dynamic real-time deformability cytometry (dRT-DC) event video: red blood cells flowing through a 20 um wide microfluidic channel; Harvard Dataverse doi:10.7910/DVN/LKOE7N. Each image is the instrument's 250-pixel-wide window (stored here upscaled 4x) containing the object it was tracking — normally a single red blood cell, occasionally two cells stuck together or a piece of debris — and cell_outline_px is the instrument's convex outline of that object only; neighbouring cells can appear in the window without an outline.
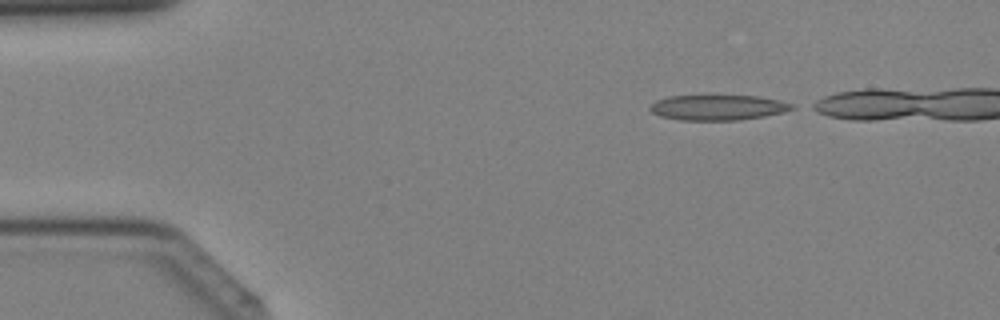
{"species": "Egyptian fruit bat (a non-hibernating species)", "species_latin": "Rousettus aegyptiacus", "temperature_condition": "cold", "stored_images_in_passage": 28, "camera_frame_rate_fps": 3000, "um_per_image_px": 0.085, "animal": {"sex": "female"}, "frame": {"image": 1, "passage_image": 1, "time_ms": 0.0, "image_size_px": [1000, 320], "cell_outline_px": [[796, 108], [784, 112], [764, 116], [736, 120], [680, 120], [660, 116], [652, 112], [648, 108], [656, 100], [668, 96], [760, 96], [780, 100], [792, 104]], "centroid_in_image_um": [61.03, 9.13], "position_along_channel_um": 24.0, "area_um2": 20.87}}
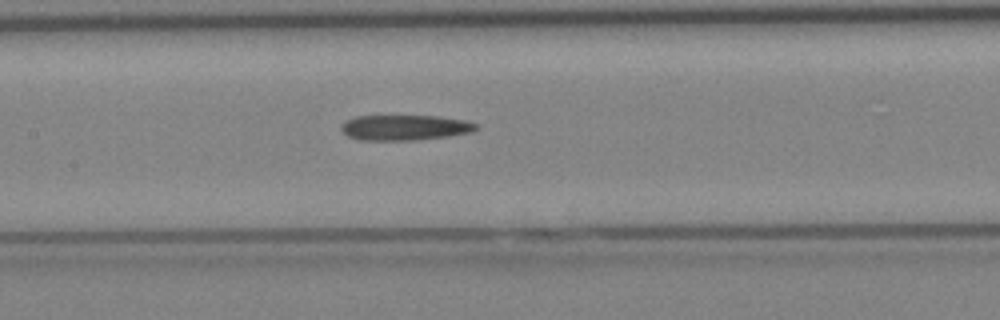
{"frame": {"image": 2, "passage_image": 14, "time_ms": 4.333, "image_size_px": [1000, 320], "cell_outline_px": [[480, 128], [472, 132], [448, 136], [416, 140], [360, 140], [348, 136], [340, 128], [348, 120], [356, 116], [436, 116], [464, 120], [480, 124]], "centroid_in_image_um": [34.48, 10.84], "position_along_channel_um": 172.9, "area_um2": 19.88}}
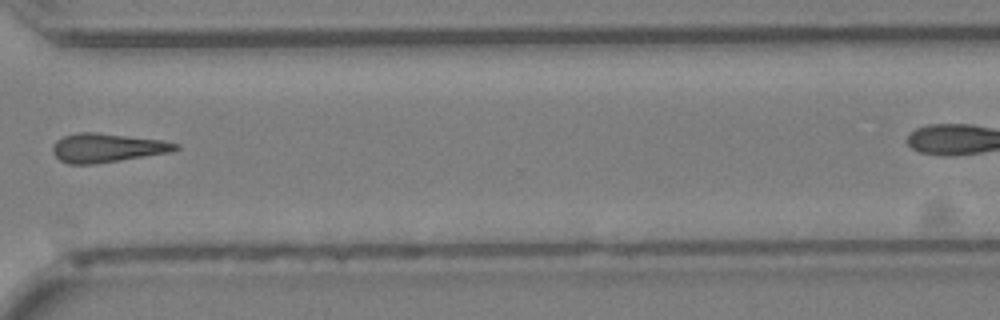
{"frame": {"image": 3, "passage_image": 25, "time_ms": 8.0, "image_size_px": [1000, 320], "cell_outline_px": [[180, 148], [168, 152], [96, 164], [68, 164], [60, 160], [52, 152], [52, 148], [56, 140], [64, 136], [80, 132], [96, 132], [160, 140], [180, 144]], "centroid_in_image_um": [9.06, 12.56], "position_along_channel_um": 361.5, "area_um2": 20.46}}